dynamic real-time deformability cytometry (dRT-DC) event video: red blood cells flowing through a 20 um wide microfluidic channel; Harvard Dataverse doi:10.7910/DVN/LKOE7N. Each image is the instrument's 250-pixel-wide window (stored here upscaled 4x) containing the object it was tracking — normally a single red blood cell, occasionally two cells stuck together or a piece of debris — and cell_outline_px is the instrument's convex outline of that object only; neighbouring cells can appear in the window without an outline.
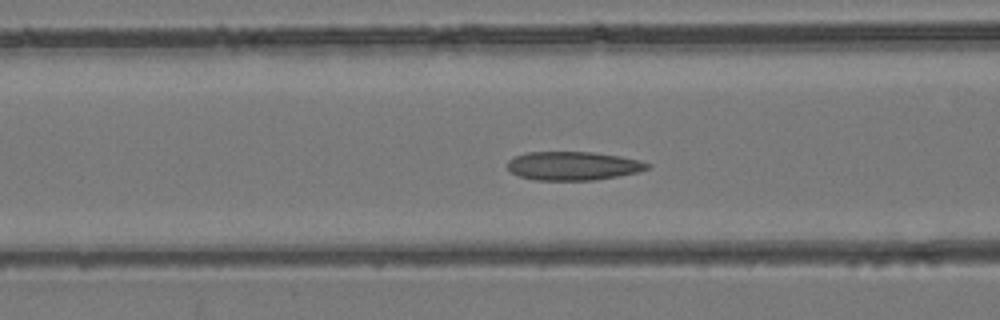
{"species": "common noctule bat (a hibernating species)", "species_latin": "Nyctalus noctula", "temperature_condition": "room temperature", "stored_images_in_passage": 31, "camera_frame_rate_fps": 3000, "um_per_image_px": 0.085, "animal": {"sex": "female", "body_mass_g": 24.6, "forearm_length_mm": 56.2}, "frame": {"image": 1, "passage_image": 5, "time_ms": 1.333, "image_size_px": [1000, 320], "cell_outline_px": [[652, 164], [648, 168], [640, 172], [596, 180], [536, 180], [520, 176], [512, 172], [508, 168], [508, 160], [516, 156], [528, 152], [592, 152], [620, 156], [640, 160]], "centroid_in_image_um": [48.76, 14.1], "position_along_channel_um": 117.8, "area_um2": 23.35}}
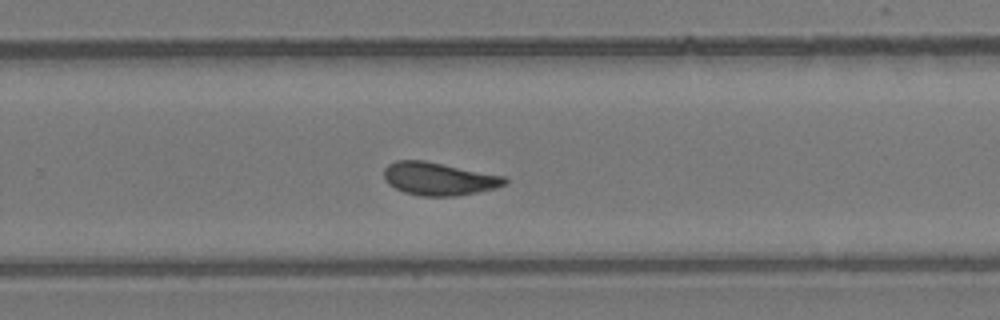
{"frame": {"image": 2, "passage_image": 16, "time_ms": 5.0, "image_size_px": [1000, 320], "cell_outline_px": [[508, 184], [496, 188], [476, 192], [452, 196], [420, 196], [404, 192], [388, 184], [384, 180], [384, 168], [388, 164], [396, 160], [424, 160], [504, 176], [508, 180]], "centroid_in_image_um": [37.28, 15.19], "position_along_channel_um": 292.5, "area_um2": 23.18}}
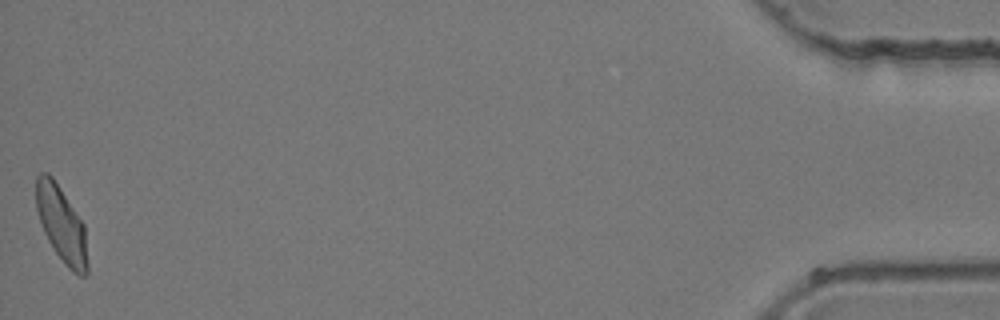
{"frame": {"image": 3, "passage_image": 31, "time_ms": 10.0, "image_size_px": [1000, 320], "cell_outline_px": [[88, 272], [84, 276], [80, 276], [72, 272], [68, 268], [56, 252], [48, 240], [40, 224], [36, 208], [36, 176], [40, 172], [48, 172], [52, 176], [84, 224], [88, 264]], "centroid_in_image_um": [5.22, 19.06], "position_along_channel_um": 430.0, "area_um2": 22.66}}